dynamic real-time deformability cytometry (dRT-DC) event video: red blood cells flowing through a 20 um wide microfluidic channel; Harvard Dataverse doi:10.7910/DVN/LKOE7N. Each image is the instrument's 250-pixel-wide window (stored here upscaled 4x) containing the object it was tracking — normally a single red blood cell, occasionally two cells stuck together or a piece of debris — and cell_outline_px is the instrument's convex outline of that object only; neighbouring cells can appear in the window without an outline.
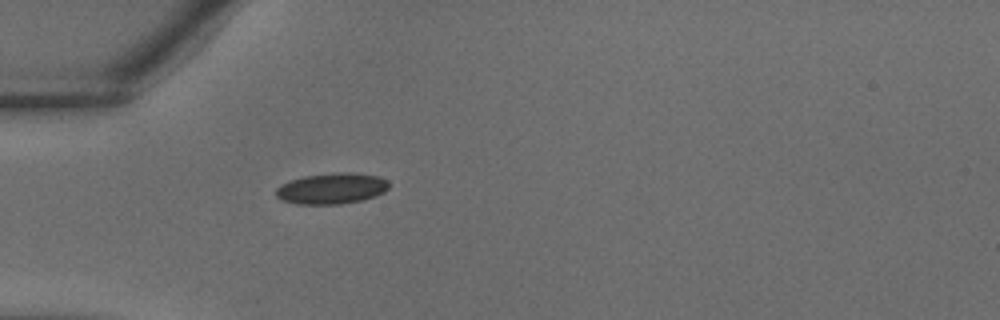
{"species": "common noctule bat (a hibernating species)", "species_latin": "Nyctalus noctula", "temperature_condition": "warm", "stored_images_in_passage": 23, "camera_frame_rate_fps": 3000, "um_per_image_px": 0.085, "animal": {"sex": "male", "body_mass_g": 18.8}, "frame": {"image": 1, "passage_image": 1, "time_ms": 0.0, "image_size_px": [1000, 320], "cell_outline_px": [[388, 188], [384, 192], [376, 196], [360, 200], [340, 204], [296, 204], [280, 200], [276, 196], [276, 188], [280, 184], [304, 176], [332, 172], [352, 172], [380, 176], [388, 180]], "centroid_in_image_um": [28.19, 16.01], "position_along_channel_um": 56.8, "area_um2": 20.58}}
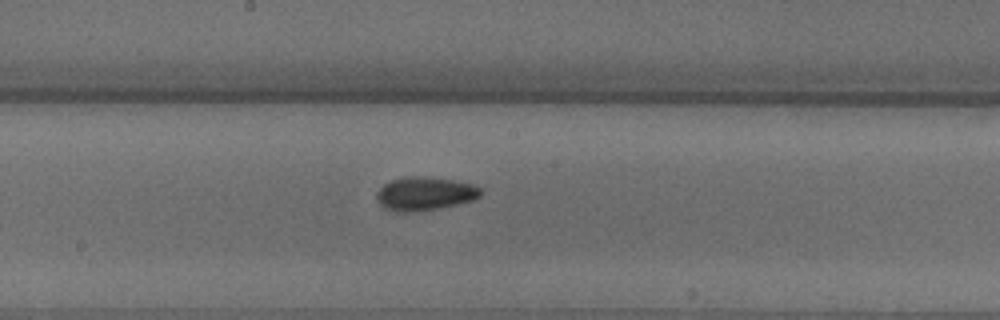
{"frame": {"image": 2, "passage_image": 10, "time_ms": 3.0, "image_size_px": [1000, 320], "cell_outline_px": [[480, 196], [472, 200], [440, 208], [416, 212], [396, 212], [384, 208], [380, 204], [376, 196], [376, 192], [384, 184], [392, 180], [408, 176], [424, 176], [452, 180], [472, 184], [480, 188]], "centroid_in_image_um": [36.07, 16.47], "position_along_channel_um": 212.1, "area_um2": 20.23}}
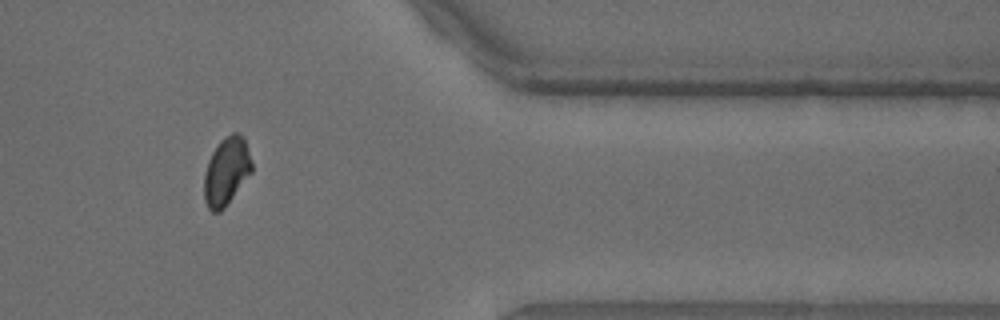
{"frame": {"image": 3, "passage_image": 21, "time_ms": 6.667, "image_size_px": [1000, 320], "cell_outline_px": [[252, 172], [224, 208], [220, 212], [212, 212], [208, 208], [204, 200], [204, 172], [208, 160], [212, 152], [220, 140], [224, 136], [232, 132], [236, 132], [244, 140], [252, 164]], "centroid_in_image_um": [19.22, 14.58], "position_along_channel_um": 392.2, "area_um2": 18.79}}